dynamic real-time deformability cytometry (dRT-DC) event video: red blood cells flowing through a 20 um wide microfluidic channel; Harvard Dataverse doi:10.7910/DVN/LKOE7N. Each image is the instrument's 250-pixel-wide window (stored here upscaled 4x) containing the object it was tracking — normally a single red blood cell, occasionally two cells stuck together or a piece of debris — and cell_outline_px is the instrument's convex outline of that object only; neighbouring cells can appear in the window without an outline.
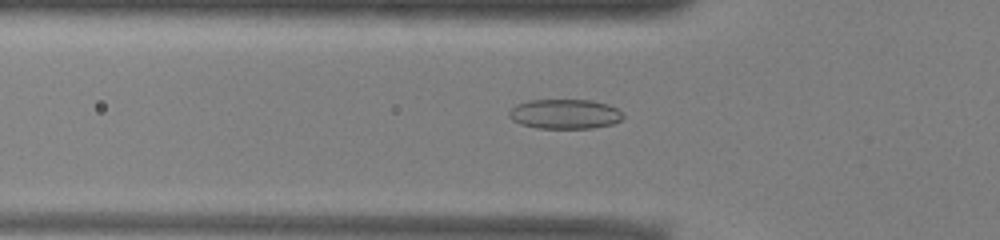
{"species": "common noctule bat (a hibernating species)", "species_latin": "Nyctalus noctula", "temperature_condition": "warm", "stored_images_in_passage": 52, "camera_frame_rate_fps": 3000, "um_per_image_px": 0.085, "animal": {"sex": "male", "body_mass_g": 13.0, "forearm_length_mm": 53.1}, "frame": {"image": 1, "passage_image": 17, "time_ms": 5.333, "image_size_px": [1000, 240], "cell_outline_px": [[624, 116], [620, 120], [612, 124], [592, 128], [536, 128], [520, 124], [512, 120], [508, 116], [508, 112], [516, 104], [528, 100], [592, 100], [608, 104], [624, 112]], "centroid_in_image_um": [48.0, 9.69], "position_along_channel_um": 77.8, "area_um2": 19.88}}
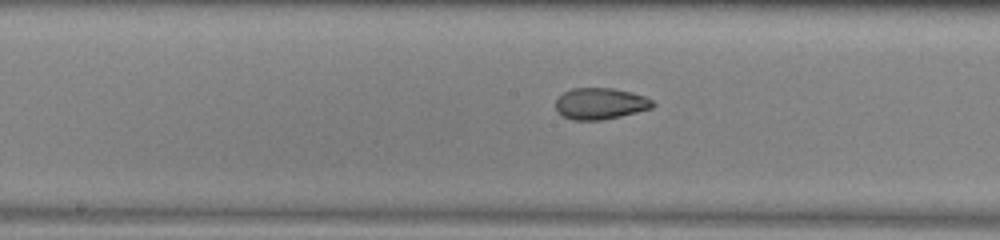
{"frame": {"image": 2, "passage_image": 26, "time_ms": 8.333, "image_size_px": [1000, 240], "cell_outline_px": [[656, 104], [652, 108], [620, 116], [600, 120], [572, 120], [564, 116], [556, 108], [556, 100], [564, 92], [572, 88], [612, 88], [632, 92], [644, 96], [652, 100]], "centroid_in_image_um": [51.05, 8.8], "position_along_channel_um": 197.2, "area_um2": 17.63}}
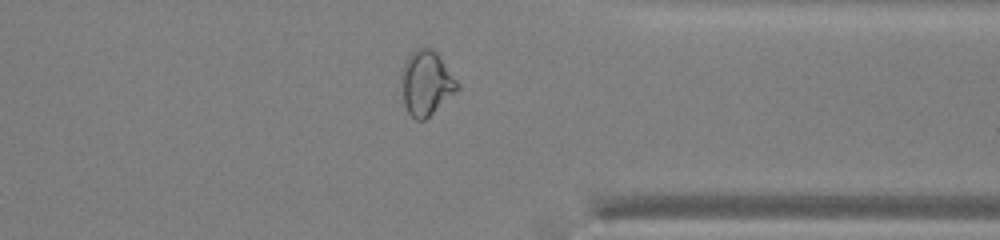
{"frame": {"image": 3, "passage_image": 40, "time_ms": 13.0, "image_size_px": [1000, 240], "cell_outline_px": [[460, 88], [424, 120], [416, 120], [408, 112], [404, 104], [400, 76], [400, 72], [408, 56], [416, 48], [432, 48], [436, 52], [460, 84]], "centroid_in_image_um": [36.22, 7.05], "position_along_channel_um": 375.2, "area_um2": 20.92}, "authors_computed_cell_mechanics": {"area_um2": 20.8658, "velocity_mm_per_s": 3.9641, "shape_relaxation_time_tau1_ms": null, "shape_relaxation_time_tau2_ms": 1.5767, "deformation_change_tau1": null, "deformation_change_tau2": 0.0685}}